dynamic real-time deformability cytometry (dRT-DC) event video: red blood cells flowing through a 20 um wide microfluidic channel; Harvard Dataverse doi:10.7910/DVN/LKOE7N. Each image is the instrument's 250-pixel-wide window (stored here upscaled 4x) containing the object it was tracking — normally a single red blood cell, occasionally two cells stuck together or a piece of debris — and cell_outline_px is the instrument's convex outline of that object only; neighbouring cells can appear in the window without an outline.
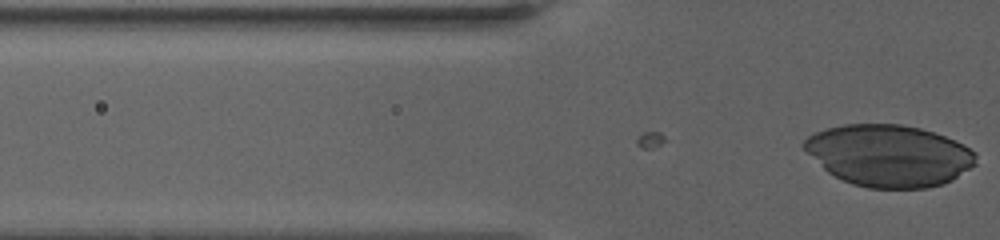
{"species": "human", "species_latin": "Homo sapiens", "temperature_condition": "warm", "stored_images_in_passage": 2, "camera_frame_rate_fps": 3000, "um_per_image_px": 0.085, "donor": {"sex": "female"}, "frame": {"image": 1, "passage_image": 2, "time_ms": 0.667, "image_size_px": [1000, 240], "cell_outline_px": [[976, 164], [952, 180], [928, 188], [868, 188], [852, 184], [828, 172], [804, 148], [804, 140], [808, 136], [816, 132], [828, 128], [844, 124], [900, 124], [920, 128], [944, 136], [964, 144], [976, 152]], "centroid_in_image_um": [75.6, 13.22], "position_along_channel_um": 50.2, "area_um2": 61.44}}